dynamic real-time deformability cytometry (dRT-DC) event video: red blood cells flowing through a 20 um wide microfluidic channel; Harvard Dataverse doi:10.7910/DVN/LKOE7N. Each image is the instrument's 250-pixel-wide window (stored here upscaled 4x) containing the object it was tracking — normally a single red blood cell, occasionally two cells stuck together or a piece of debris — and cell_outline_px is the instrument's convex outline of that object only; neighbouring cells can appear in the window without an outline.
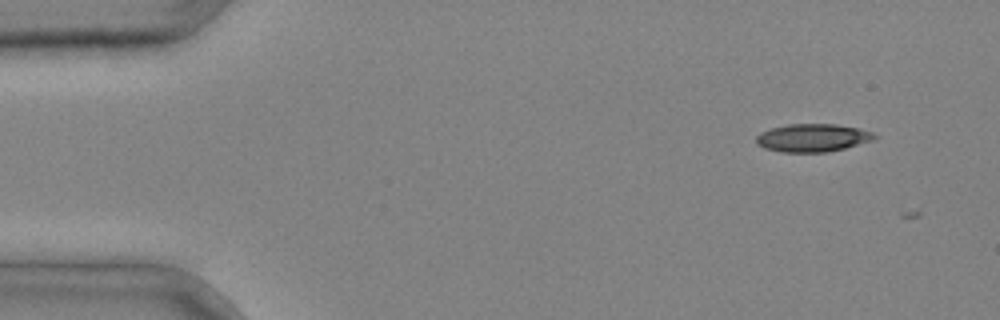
{"species": "common noctule bat (a hibernating species)", "species_latin": "Nyctalus noctula", "temperature_condition": "cold", "stored_images_in_passage": 3, "camera_frame_rate_fps": 3000, "um_per_image_px": 0.085, "animal": {"sex": "male", "body_mass_g": 20.4}, "frame": {"image": 1, "passage_image": 1, "time_ms": 0.0, "image_size_px": [1000, 320], "cell_outline_px": [[876, 140], [828, 152], [780, 152], [764, 148], [756, 144], [756, 136], [760, 132], [772, 128], [788, 124], [836, 124], [856, 128], [872, 132], [876, 136]], "centroid_in_image_um": [69.05, 11.72], "position_along_channel_um": 15.9, "area_um2": 19.31}}